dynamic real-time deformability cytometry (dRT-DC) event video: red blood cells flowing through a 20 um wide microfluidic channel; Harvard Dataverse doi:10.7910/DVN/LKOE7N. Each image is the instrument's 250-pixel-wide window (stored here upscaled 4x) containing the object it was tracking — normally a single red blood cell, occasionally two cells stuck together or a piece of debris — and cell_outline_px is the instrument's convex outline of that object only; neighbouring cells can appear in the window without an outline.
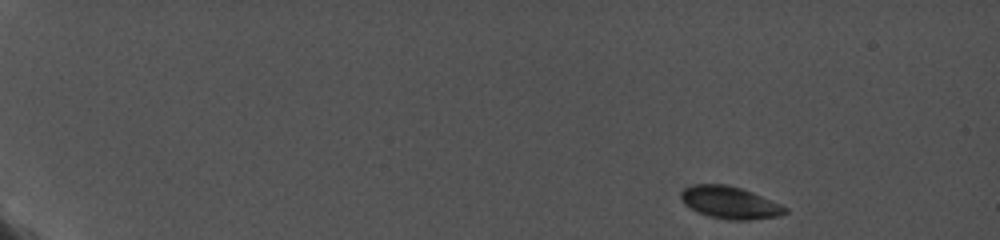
{"species": "common noctule bat (a hibernating species)", "species_latin": "Nyctalus noctula", "temperature_condition": "cold", "stored_images_in_passage": 47, "camera_frame_rate_fps": 5000, "um_per_image_px": 0.085, "animal": {"sex": "female", "body_mass_g": 19.0, "forearm_length_mm": 56.7}, "frame": {"image": 1, "passage_image": 1, "time_ms": 0.0, "image_size_px": [1000, 240], "cell_outline_px": [[788, 212], [780, 216], [748, 220], [728, 220], [708, 216], [696, 212], [684, 204], [680, 196], [680, 192], [684, 188], [692, 184], [728, 184], [752, 192], [780, 204], [788, 208]], "centroid_in_image_um": [62.02, 17.22], "position_along_channel_um": 23.0, "area_um2": 19.77}}
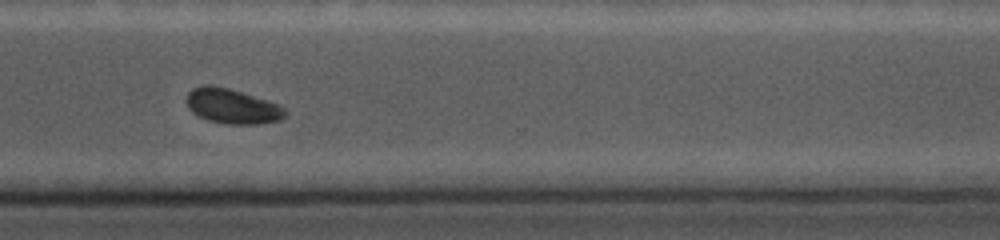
{"frame": {"image": 2, "passage_image": 40, "time_ms": 13.0, "image_size_px": [1000, 240], "cell_outline_px": [[288, 116], [280, 120], [256, 124], [224, 124], [208, 120], [192, 112], [188, 108], [188, 92], [192, 88], [204, 84], [212, 84], [228, 88], [280, 104], [288, 112]], "centroid_in_image_um": [19.77, 9.03], "position_along_channel_um": 350.8, "area_um2": 20.17}}
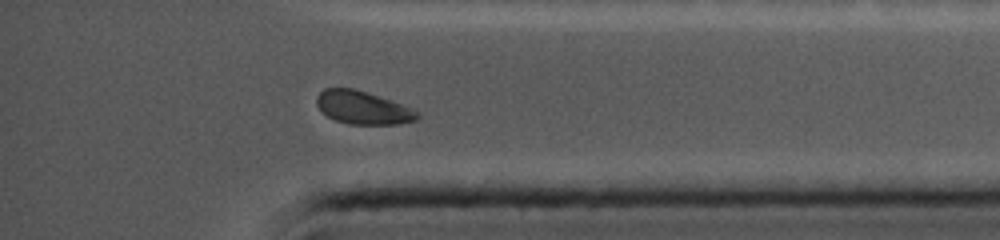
{"frame": {"image": 3, "passage_image": 44, "time_ms": 14.4, "image_size_px": [1000, 240], "cell_outline_px": [[420, 116], [416, 120], [400, 124], [348, 124], [336, 120], [328, 116], [316, 104], [316, 96], [324, 88], [352, 88], [400, 104], [420, 112]], "centroid_in_image_um": [30.83, 9.16], "position_along_channel_um": 404.4, "area_um2": 19.02}, "authors_computed_cell_mechanics": {"area_um2": 20.7502, "velocity_mm_per_s": 3.7237, "shape_relaxation_time_tau1_ms": 5.3799, "shape_relaxation_time_tau2_ms": null, "deformation_change_tau1": 0.0992, "deformation_change_tau2": null}}